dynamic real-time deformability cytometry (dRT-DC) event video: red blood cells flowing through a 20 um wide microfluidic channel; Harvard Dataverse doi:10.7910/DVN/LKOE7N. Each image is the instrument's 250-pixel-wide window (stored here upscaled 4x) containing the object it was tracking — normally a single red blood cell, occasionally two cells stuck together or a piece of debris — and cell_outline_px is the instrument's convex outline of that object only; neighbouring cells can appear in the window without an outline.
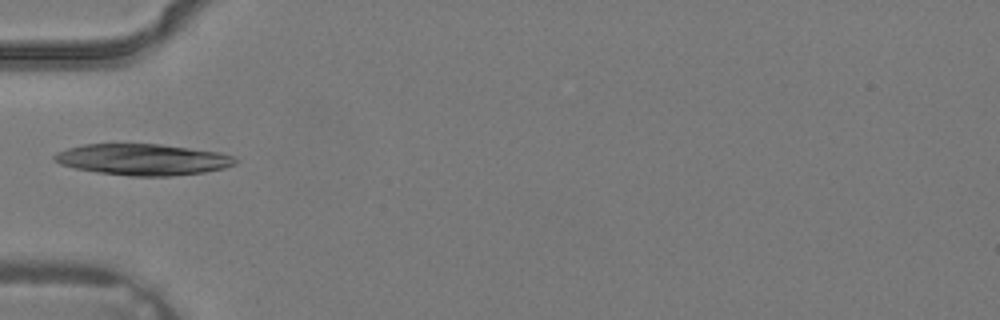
{"species": "common noctule bat (a hibernating species)", "species_latin": "Nyctalus noctula", "temperature_condition": "warm", "stored_images_in_passage": 3, "camera_frame_rate_fps": 3000, "um_per_image_px": 0.085, "animal": {"sex": "male", "body_mass_g": 19.2, "forearm_length_mm": 51.8}, "frame": {"image": 1, "passage_image": 3, "time_ms": 0.667, "image_size_px": [1000, 320], "cell_outline_px": [[240, 160], [236, 164], [224, 168], [204, 172], [172, 176], [128, 176], [96, 172], [76, 168], [60, 164], [52, 160], [52, 156], [56, 152], [68, 148], [84, 144], [160, 144], [220, 152], [232, 156]], "centroid_in_image_um": [12.14, 13.56], "position_along_channel_um": 72.9, "area_um2": 33.12}}